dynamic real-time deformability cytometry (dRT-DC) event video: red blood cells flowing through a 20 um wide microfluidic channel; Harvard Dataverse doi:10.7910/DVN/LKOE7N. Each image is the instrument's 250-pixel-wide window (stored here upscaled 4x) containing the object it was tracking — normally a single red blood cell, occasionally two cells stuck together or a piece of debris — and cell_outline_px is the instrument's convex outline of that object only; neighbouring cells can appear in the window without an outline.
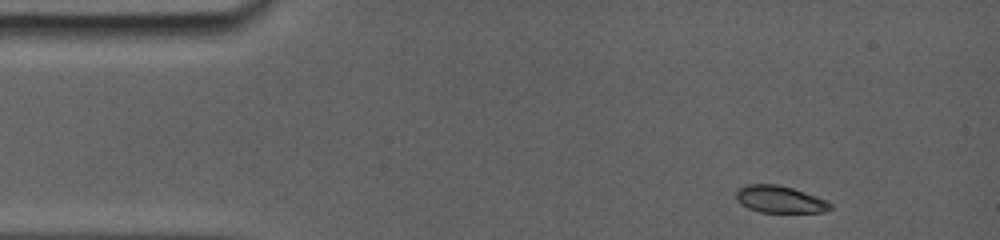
{"species": "common noctule bat (a hibernating species)", "species_latin": "Nyctalus noctula", "temperature_condition": "room temperature", "stored_images_in_passage": 17, "camera_frame_rate_fps": 5000, "um_per_image_px": 0.085, "animal": {"sex": "female", "body_mass_g": 19.0, "forearm_length_mm": 56.7}, "frame": {"image": 1, "passage_image": 1, "time_ms": 0.0, "image_size_px": [1000, 240], "cell_outline_px": [[832, 208], [824, 212], [760, 212], [748, 208], [740, 204], [736, 200], [736, 192], [740, 188], [748, 184], [776, 184], [792, 188], [828, 200], [832, 204]], "centroid_in_image_um": [66.29, 16.95], "position_along_channel_um": 18.7, "area_um2": 14.85}}
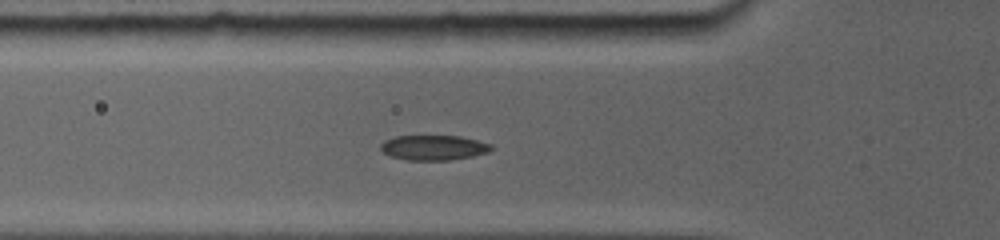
{"frame": {"image": 2, "passage_image": 15, "time_ms": 3.8, "image_size_px": [1000, 240], "cell_outline_px": [[492, 148], [488, 152], [472, 156], [448, 160], [408, 160], [392, 156], [384, 152], [380, 148], [380, 144], [384, 140], [396, 136], [460, 136], [492, 144]], "centroid_in_image_um": [36.85, 12.54], "position_along_channel_um": 88.9, "area_um2": 15.95}}
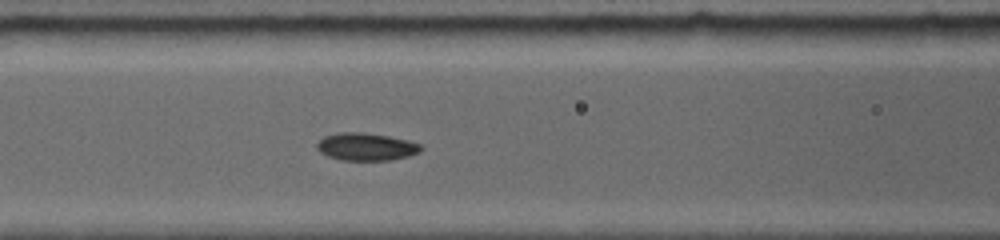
{"frame": {"image": 3, "passage_image": 17, "time_ms": 5.0, "image_size_px": [1000, 240], "cell_outline_px": [[424, 148], [420, 152], [408, 156], [392, 160], [340, 160], [328, 156], [320, 152], [316, 148], [316, 144], [324, 136], [344, 132], [356, 132], [388, 136], [420, 144]], "centroid_in_image_um": [31.11, 12.49], "position_along_channel_um": 135.5, "area_um2": 16.53}}